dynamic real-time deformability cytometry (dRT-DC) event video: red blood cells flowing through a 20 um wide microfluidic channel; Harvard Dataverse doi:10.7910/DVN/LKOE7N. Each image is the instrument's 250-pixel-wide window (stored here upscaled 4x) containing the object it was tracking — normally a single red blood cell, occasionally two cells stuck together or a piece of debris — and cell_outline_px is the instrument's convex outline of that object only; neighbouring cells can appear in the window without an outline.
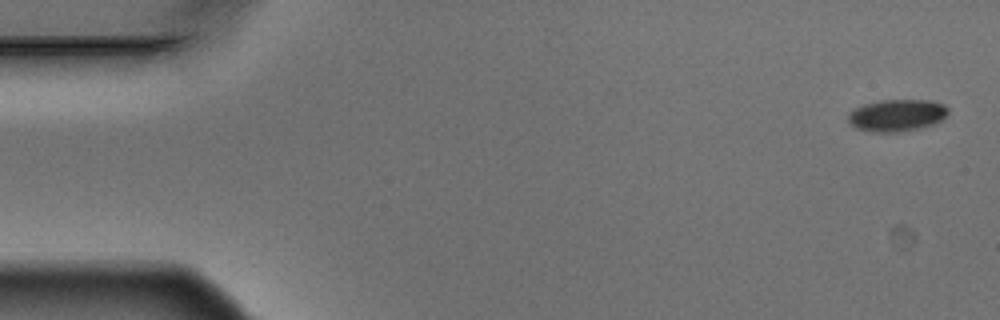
{"species": "Egyptian fruit bat (a non-hibernating species)", "species_latin": "Rousettus aegyptiacus", "temperature_condition": "warm", "stored_images_in_passage": 4, "camera_frame_rate_fps": 3000, "um_per_image_px": 0.085, "animal": {"sex": "male"}, "frame": {"image": 1, "passage_image": 1, "time_ms": 0.0, "image_size_px": [1000, 320], "cell_outline_px": [[948, 112], [940, 120], [932, 124], [920, 128], [900, 132], [872, 132], [856, 128], [848, 120], [848, 112], [852, 108], [864, 104], [880, 100], [932, 100], [944, 104], [948, 108]], "centroid_in_image_um": [76.2, 9.79], "position_along_channel_um": 8.8, "area_um2": 18.73}}
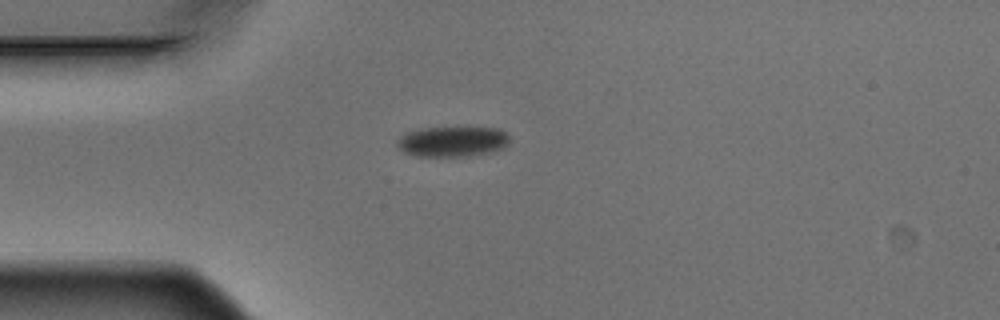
{"frame": {"image": 2, "passage_image": 4, "time_ms": 1.0, "image_size_px": [1000, 320], "cell_outline_px": [[508, 144], [504, 148], [488, 152], [468, 156], [416, 156], [404, 152], [396, 144], [396, 140], [400, 136], [408, 132], [424, 128], [496, 128], [508, 132]], "centroid_in_image_um": [38.46, 12.03], "position_along_channel_um": 46.5, "area_um2": 19.71}}